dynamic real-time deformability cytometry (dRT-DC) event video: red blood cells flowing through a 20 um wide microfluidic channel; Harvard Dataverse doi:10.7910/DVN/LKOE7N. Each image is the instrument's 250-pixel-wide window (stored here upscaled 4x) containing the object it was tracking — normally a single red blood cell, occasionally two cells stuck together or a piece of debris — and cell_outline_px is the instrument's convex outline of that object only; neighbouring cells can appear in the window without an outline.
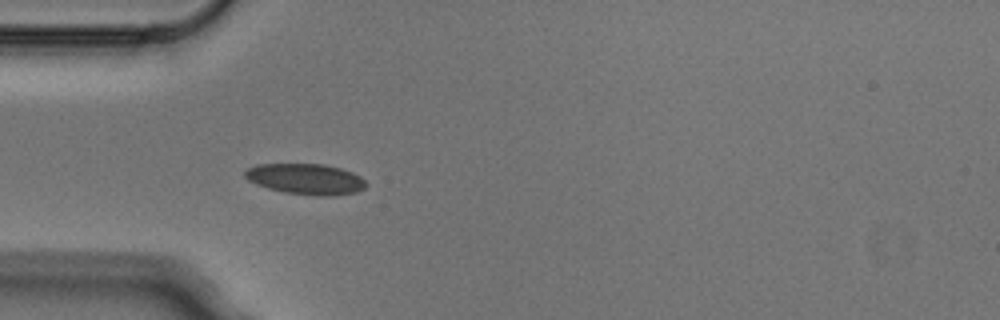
{"species": "Egyptian fruit bat (a non-hibernating species)", "species_latin": "Rousettus aegyptiacus", "temperature_condition": "cold", "stored_images_in_passage": 3, "camera_frame_rate_fps": 3000, "um_per_image_px": 0.085, "animal": {"sex": "male"}, "frame": {"image": 1, "passage_image": 3, "time_ms": 0.667, "image_size_px": [1000, 320], "cell_outline_px": [[368, 184], [364, 188], [356, 192], [332, 196], [320, 196], [284, 192], [268, 188], [256, 184], [248, 180], [244, 176], [244, 172], [248, 168], [256, 164], [324, 164], [340, 168], [352, 172], [360, 176]], "centroid_in_image_um": [25.99, 15.21], "position_along_channel_um": 59.0, "area_um2": 21.73}}